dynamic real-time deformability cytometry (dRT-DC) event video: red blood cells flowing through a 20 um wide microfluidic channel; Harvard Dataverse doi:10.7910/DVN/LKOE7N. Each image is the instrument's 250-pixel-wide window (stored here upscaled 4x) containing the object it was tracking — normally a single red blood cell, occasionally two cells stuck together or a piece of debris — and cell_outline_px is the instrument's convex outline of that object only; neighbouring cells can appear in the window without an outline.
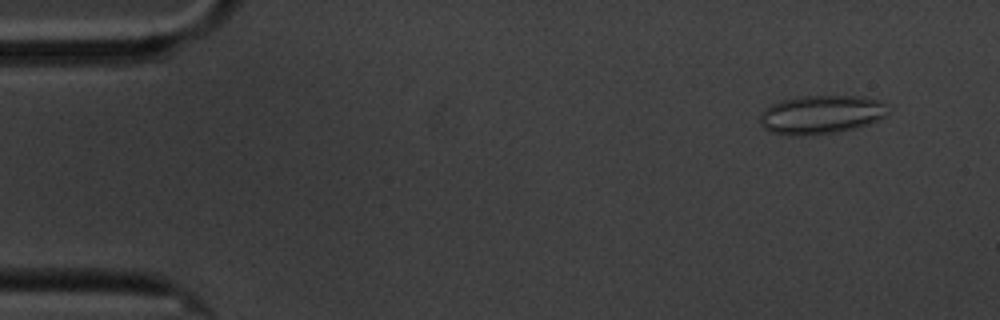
{"species": "common noctule bat (a hibernating species)", "species_latin": "Nyctalus noctula", "temperature_condition": "cold", "stored_images_in_passage": 5, "camera_frame_rate_fps": 3000, "um_per_image_px": 0.085, "animal": {"sex": "male", "body_mass_g": 20.1, "forearm_length_mm": 53.5}, "frame": {"image": 1, "passage_image": 1, "time_ms": 0.0, "image_size_px": [1000, 320], "cell_outline_px": [[884, 116], [868, 124], [856, 128], [836, 132], [796, 136], [788, 136], [772, 132], [764, 128], [760, 124], [760, 116], [764, 108], [780, 100], [800, 96], [864, 96], [876, 100], [884, 104]], "centroid_in_image_um": [69.71, 9.74], "position_along_channel_um": 15.3, "area_um2": 28.61}}
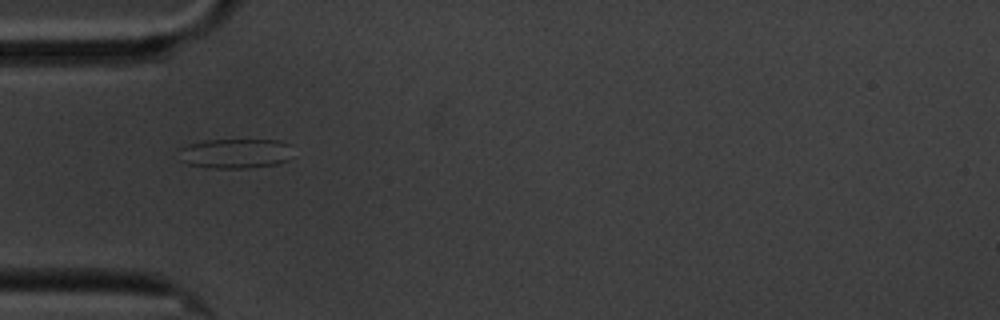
{"frame": {"image": 2, "passage_image": 4, "time_ms": 4.333, "image_size_px": [1000, 320], "cell_outline_px": [[292, 144], [288, 160], [276, 164], [248, 168], [208, 168], [188, 164], [180, 160], [176, 148], [188, 144], [204, 140], [280, 140]], "centroid_in_image_um": [19.95, 13.04], "position_along_channel_um": 65.0, "area_um2": 20.11}}
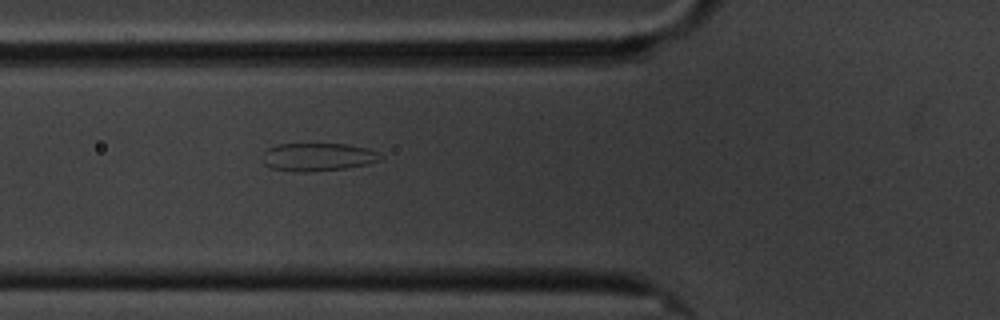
{"frame": {"image": 3, "passage_image": 5, "time_ms": 5.333, "image_size_px": [1000, 320], "cell_outline_px": [[384, 156], [380, 160], [368, 164], [344, 168], [304, 172], [296, 172], [272, 168], [264, 164], [264, 152], [268, 148], [276, 144], [348, 144], [368, 148]], "centroid_in_image_um": [27.03, 13.34], "position_along_channel_um": 98.8, "area_um2": 19.19}}